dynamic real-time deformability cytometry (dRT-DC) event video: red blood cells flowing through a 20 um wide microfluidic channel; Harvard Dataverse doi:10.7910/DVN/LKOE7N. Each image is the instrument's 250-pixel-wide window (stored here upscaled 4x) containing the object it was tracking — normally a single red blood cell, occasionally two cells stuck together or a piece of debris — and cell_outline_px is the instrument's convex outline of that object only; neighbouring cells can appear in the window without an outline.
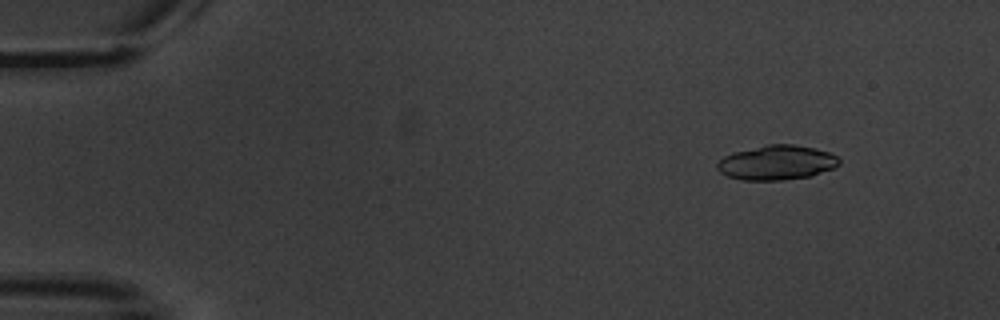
{"species": "common noctule bat (a hibernating species)", "species_latin": "Nyctalus noctula", "temperature_condition": "warm", "stored_images_in_passage": 5, "camera_frame_rate_fps": 3000, "um_per_image_px": 0.085, "animal": {"sex": "male", "body_mass_g": 20.1, "forearm_length_mm": 53.5}, "frame": {"image": 1, "passage_image": 2, "time_ms": 1.333, "image_size_px": [1000, 320], "cell_outline_px": [[840, 164], [832, 168], [808, 176], [784, 180], [740, 180], [728, 176], [720, 172], [716, 168], [716, 164], [724, 156], [732, 152], [768, 144], [792, 144], [816, 148], [828, 152], [836, 156], [840, 160]], "centroid_in_image_um": [65.98, 13.81], "position_along_channel_um": 19.0, "area_um2": 24.51}}